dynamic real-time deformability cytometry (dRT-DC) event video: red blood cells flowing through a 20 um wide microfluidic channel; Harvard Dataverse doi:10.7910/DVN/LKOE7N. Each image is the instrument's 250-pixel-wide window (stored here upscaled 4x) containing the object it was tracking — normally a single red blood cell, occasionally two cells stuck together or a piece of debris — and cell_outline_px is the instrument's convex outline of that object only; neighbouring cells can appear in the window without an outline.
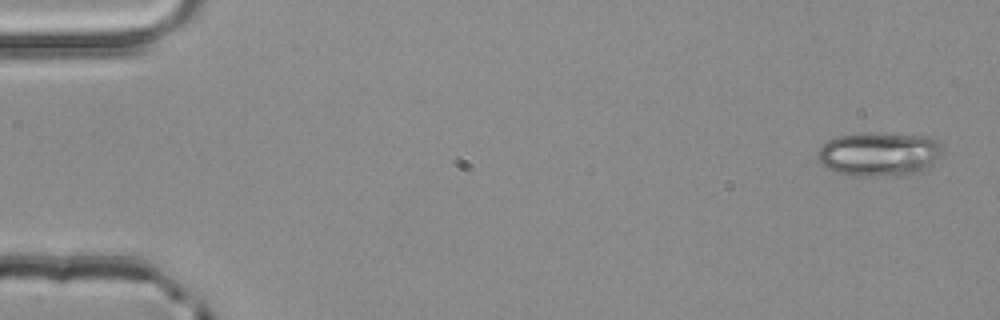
{"species": "common noctule bat (a hibernating species)", "species_latin": "Nyctalus noctula", "temperature_condition": "room temperature", "stored_images_in_passage": 3, "camera_frame_rate_fps": 3000, "um_per_image_px": 0.085, "animal": {"sex": "male", "body_mass_g": 20.4}, "frame": {"image": 1, "passage_image": 1, "time_ms": 0.0, "image_size_px": [1000, 320], "cell_outline_px": [[940, 152], [928, 168], [920, 172], [908, 176], [852, 176], [836, 172], [828, 168], [816, 156], [816, 152], [828, 140], [836, 136], [864, 132], [928, 136], [940, 140]], "centroid_in_image_um": [74.72, 13.1], "position_along_channel_um": 10.3, "area_um2": 32.31}}